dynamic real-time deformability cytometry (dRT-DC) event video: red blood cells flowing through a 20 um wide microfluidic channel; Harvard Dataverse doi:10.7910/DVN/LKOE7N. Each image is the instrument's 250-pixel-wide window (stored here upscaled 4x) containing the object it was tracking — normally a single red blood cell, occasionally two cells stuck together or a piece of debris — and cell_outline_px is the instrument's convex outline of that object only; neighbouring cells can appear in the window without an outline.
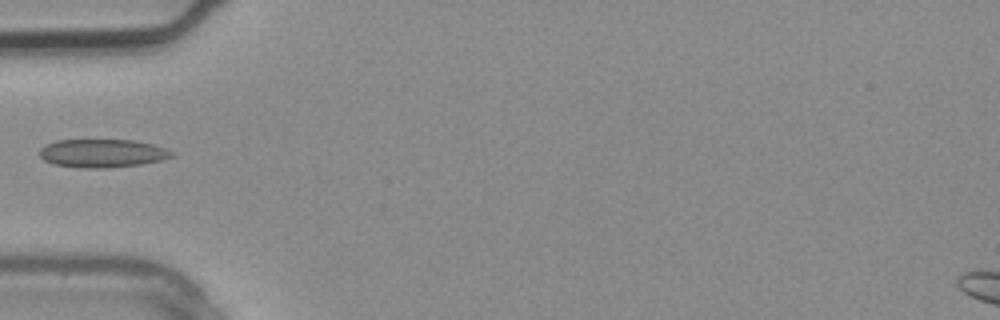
{"species": "common noctule bat (a hibernating species)", "species_latin": "Nyctalus noctula", "temperature_condition": "warm", "stored_images_in_passage": 3, "camera_frame_rate_fps": 3000, "um_per_image_px": 0.085, "animal": {"sex": "male", "body_mass_g": 20.4}, "frame": {"image": 1, "passage_image": 3, "time_ms": 0.667, "image_size_px": [1000, 320], "cell_outline_px": [[176, 156], [160, 160], [140, 164], [104, 168], [80, 168], [52, 164], [44, 160], [40, 156], [40, 148], [56, 140], [132, 140], [152, 144], [176, 152]], "centroid_in_image_um": [8.71, 13.03], "position_along_channel_um": 76.3, "area_um2": 21.79}}